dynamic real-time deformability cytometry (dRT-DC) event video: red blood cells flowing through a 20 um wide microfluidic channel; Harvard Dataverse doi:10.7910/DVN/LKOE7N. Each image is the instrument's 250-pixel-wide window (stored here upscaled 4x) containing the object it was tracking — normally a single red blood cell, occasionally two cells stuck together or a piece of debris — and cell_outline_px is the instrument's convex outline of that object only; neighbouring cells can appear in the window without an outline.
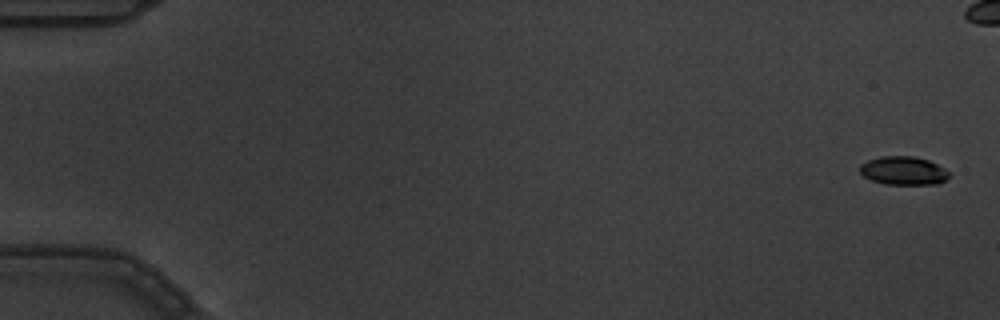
{"species": "common noctule bat (a hibernating species)", "species_latin": "Nyctalus noctula", "temperature_condition": "warm", "stored_images_in_passage": 7, "camera_frame_rate_fps": 3000, "um_per_image_px": 0.085, "animal": {"sex": "male", "body_mass_g": 19.5, "forearm_length_mm": 54.6}, "frame": {"image": 1, "passage_image": 1, "time_ms": 0.0, "image_size_px": [1000, 320], "cell_outline_px": [[948, 176], [944, 180], [936, 184], [884, 184], [872, 180], [864, 176], [860, 172], [860, 164], [868, 160], [880, 156], [916, 156], [928, 160], [944, 168], [948, 172]], "centroid_in_image_um": [76.76, 14.5], "position_along_channel_um": 8.2, "area_um2": 14.68}}